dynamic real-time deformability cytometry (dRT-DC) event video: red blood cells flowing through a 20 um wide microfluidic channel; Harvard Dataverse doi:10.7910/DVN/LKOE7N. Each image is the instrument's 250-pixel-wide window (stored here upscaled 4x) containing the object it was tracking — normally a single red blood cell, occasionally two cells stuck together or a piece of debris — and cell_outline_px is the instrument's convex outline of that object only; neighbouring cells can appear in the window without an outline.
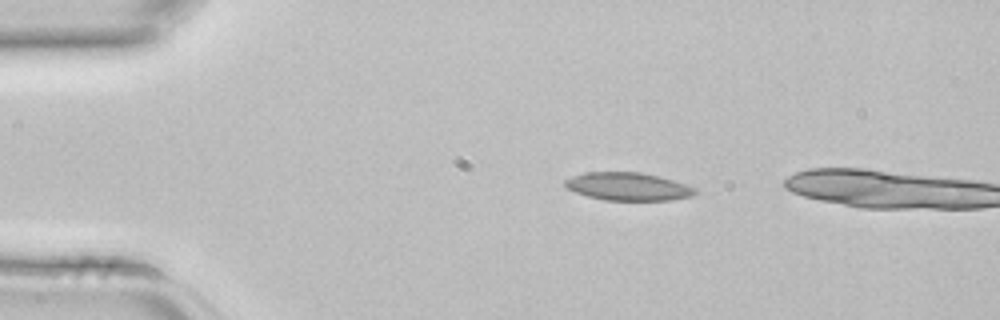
{"species": "common noctule bat (a hibernating species)", "species_latin": "Nyctalus noctula", "temperature_condition": "room temperature", "stored_images_in_passage": 2, "camera_frame_rate_fps": 3000, "um_per_image_px": 0.085, "animal": {"sex": "female", "body_mass_g": 22.7, "forearm_length_mm": 54.2}, "frame": {"image": 1, "passage_image": 1, "time_ms": 0.0, "image_size_px": [1000, 320], "cell_outline_px": [[700, 192], [692, 196], [672, 200], [604, 200], [588, 196], [576, 192], [568, 188], [564, 184], [564, 180], [572, 176], [588, 172], [640, 172], [672, 180], [696, 188]], "centroid_in_image_um": [53.4, 15.86], "position_along_channel_um": 31.6, "area_um2": 21.04}}